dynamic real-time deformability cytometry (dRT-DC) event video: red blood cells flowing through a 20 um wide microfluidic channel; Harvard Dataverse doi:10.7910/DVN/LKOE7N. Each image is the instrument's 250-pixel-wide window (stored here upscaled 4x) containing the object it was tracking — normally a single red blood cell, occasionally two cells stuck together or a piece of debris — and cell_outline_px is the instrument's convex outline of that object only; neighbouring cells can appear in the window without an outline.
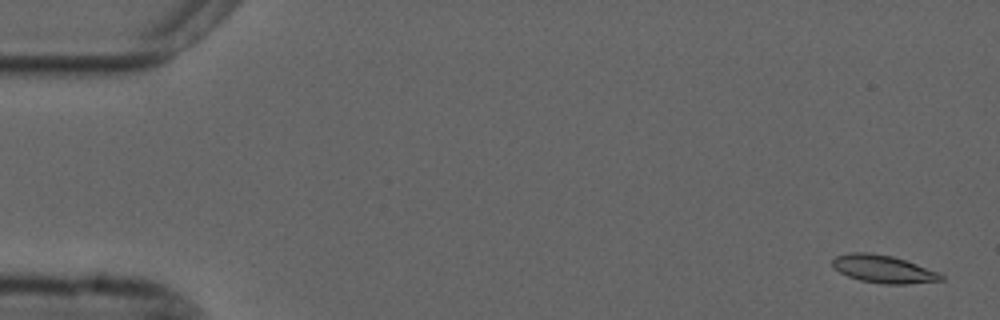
{"species": "common noctule bat (a hibernating species)", "species_latin": "Nyctalus noctula", "temperature_condition": "cold", "stored_images_in_passage": 22, "camera_frame_rate_fps": 3000, "um_per_image_px": 0.085, "animal": {"sex": "male", "forearm_length_mm": 52.5}, "frame": {"image": 1, "passage_image": 2, "time_ms": 0.333, "image_size_px": [1000, 320], "cell_outline_px": [[944, 280], [904, 284], [884, 284], [860, 280], [848, 276], [840, 272], [832, 264], [832, 260], [836, 256], [852, 252], [868, 252], [892, 256], [940, 272], [944, 276]], "centroid_in_image_um": [75.1, 22.87], "position_along_channel_um": 9.9, "area_um2": 17.4}}
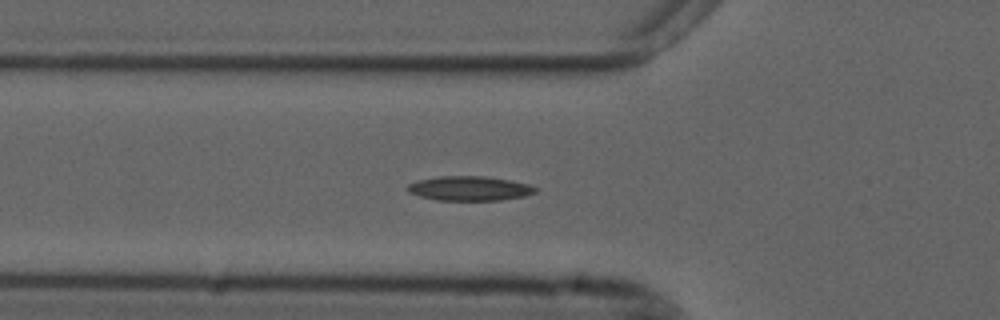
{"frame": {"image": 2, "passage_image": 19, "time_ms": 6.0, "image_size_px": [1000, 320], "cell_outline_px": [[536, 192], [524, 196], [500, 200], [436, 200], [420, 196], [408, 192], [408, 184], [416, 180], [440, 176], [484, 176], [508, 180], [528, 184], [536, 188]], "centroid_in_image_um": [39.87, 16.01], "position_along_channel_um": 85.9, "area_um2": 18.09}}
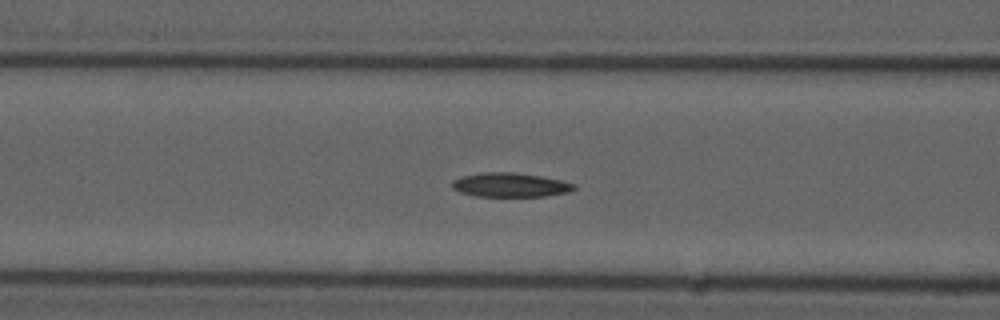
{"frame": {"image": 3, "passage_image": 22, "time_ms": 7.0, "image_size_px": [1000, 320], "cell_outline_px": [[576, 188], [568, 192], [544, 196], [476, 196], [460, 192], [452, 188], [452, 180], [460, 176], [484, 172], [512, 172], [540, 176], [560, 180], [576, 184]], "centroid_in_image_um": [43.34, 15.71], "position_along_channel_um": 123.3, "area_um2": 17.11}}